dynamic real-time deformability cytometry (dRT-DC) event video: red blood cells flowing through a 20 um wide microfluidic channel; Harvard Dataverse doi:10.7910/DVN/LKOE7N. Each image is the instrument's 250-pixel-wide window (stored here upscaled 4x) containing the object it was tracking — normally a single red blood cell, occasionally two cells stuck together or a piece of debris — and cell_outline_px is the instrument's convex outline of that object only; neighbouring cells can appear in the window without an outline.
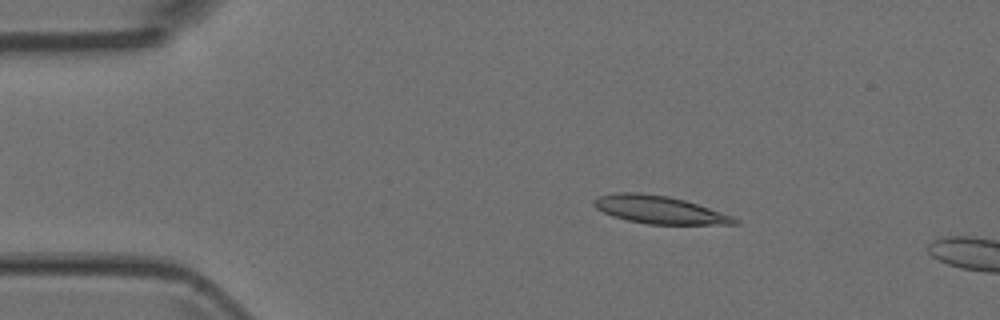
{"species": "Egyptian fruit bat (a non-hibernating species)", "species_latin": "Rousettus aegyptiacus", "temperature_condition": "room temperature", "stored_images_in_passage": 3, "camera_frame_rate_fps": 3000, "um_per_image_px": 0.085, "animal": {"sex": "female"}, "frame": {"image": 1, "passage_image": 2, "time_ms": 0.333, "image_size_px": [1000, 320], "cell_outline_px": [[740, 224], [648, 224], [628, 220], [612, 216], [596, 208], [592, 204], [592, 200], [600, 196], [616, 192], [640, 192], [668, 196], [684, 200], [732, 216], [740, 220]], "centroid_in_image_um": [56.01, 17.82], "position_along_channel_um": 29.0, "area_um2": 22.6}}